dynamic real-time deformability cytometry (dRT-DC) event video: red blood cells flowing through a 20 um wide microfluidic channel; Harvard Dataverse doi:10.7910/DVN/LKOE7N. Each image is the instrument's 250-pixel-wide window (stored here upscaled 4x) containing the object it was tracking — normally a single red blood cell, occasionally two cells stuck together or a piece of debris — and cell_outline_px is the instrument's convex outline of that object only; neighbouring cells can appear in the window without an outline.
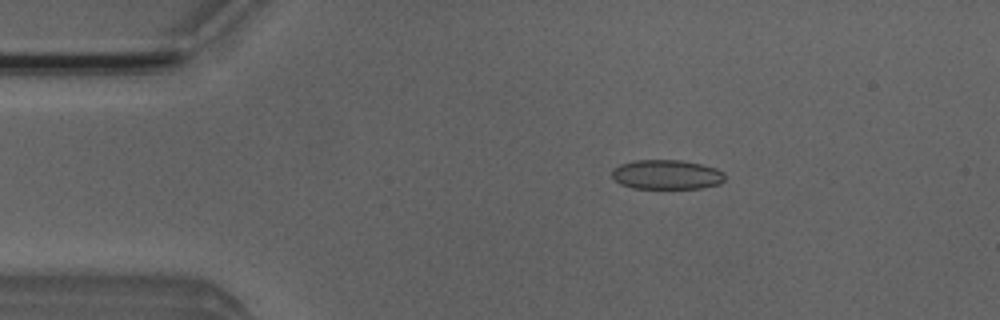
{"species": "Egyptian fruit bat (a non-hibernating species)", "species_latin": "Rousettus aegyptiacus", "temperature_condition": "room temperature", "stored_images_in_passage": 4, "camera_frame_rate_fps": 3000, "um_per_image_px": 0.085, "animal": {"sex": "male"}, "frame": {"image": 1, "passage_image": 2, "time_ms": 1.0, "image_size_px": [1000, 320], "cell_outline_px": [[724, 180], [720, 184], [700, 188], [632, 188], [620, 184], [612, 176], [612, 168], [620, 164], [636, 160], [680, 160], [700, 164], [716, 168], [724, 172]], "centroid_in_image_um": [56.66, 14.84], "position_along_channel_um": 28.3, "area_um2": 19.42}}
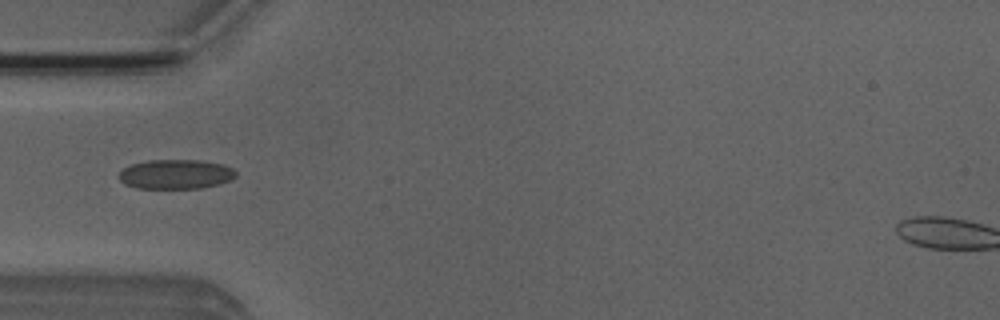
{"frame": {"image": 2, "passage_image": 4, "time_ms": 3.333, "image_size_px": [1000, 320], "cell_outline_px": [[236, 176], [232, 180], [220, 184], [200, 188], [136, 188], [124, 184], [120, 180], [120, 172], [124, 168], [132, 164], [148, 160], [200, 160], [224, 164], [232, 168], [236, 172]], "centroid_in_image_um": [14.97, 14.81], "position_along_channel_um": 70.0, "area_um2": 20.17}}